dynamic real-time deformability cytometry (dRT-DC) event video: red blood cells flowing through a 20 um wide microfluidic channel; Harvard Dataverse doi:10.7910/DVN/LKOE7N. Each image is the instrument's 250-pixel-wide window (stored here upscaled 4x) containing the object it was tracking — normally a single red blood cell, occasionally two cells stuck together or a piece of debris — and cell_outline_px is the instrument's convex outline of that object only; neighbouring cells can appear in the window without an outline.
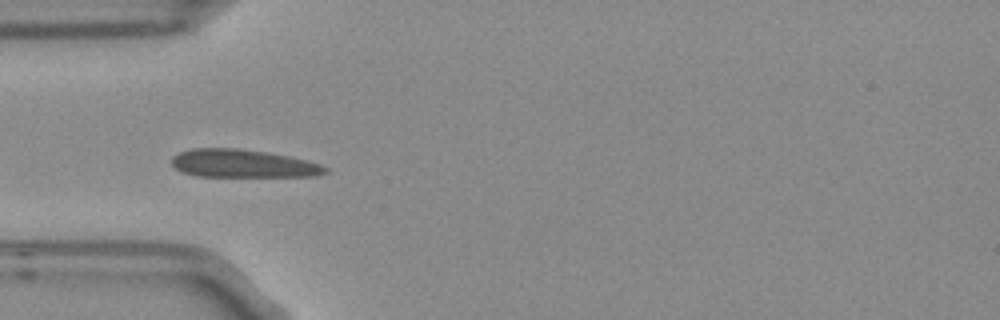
{"species": "Egyptian fruit bat (a non-hibernating species)", "species_latin": "Rousettus aegyptiacus", "temperature_condition": "room temperature", "stored_images_in_passage": 5, "camera_frame_rate_fps": 3000, "um_per_image_px": 0.085, "frame": {"image": 1, "passage_image": 4, "time_ms": 1.0, "image_size_px": [1000, 320], "cell_outline_px": [[328, 172], [316, 176], [196, 176], [180, 172], [172, 164], [172, 156], [180, 152], [192, 148], [240, 148], [268, 152], [288, 156], [320, 164], [328, 168]], "centroid_in_image_um": [20.62, 13.9], "position_along_channel_um": 64.4, "area_um2": 25.09}}